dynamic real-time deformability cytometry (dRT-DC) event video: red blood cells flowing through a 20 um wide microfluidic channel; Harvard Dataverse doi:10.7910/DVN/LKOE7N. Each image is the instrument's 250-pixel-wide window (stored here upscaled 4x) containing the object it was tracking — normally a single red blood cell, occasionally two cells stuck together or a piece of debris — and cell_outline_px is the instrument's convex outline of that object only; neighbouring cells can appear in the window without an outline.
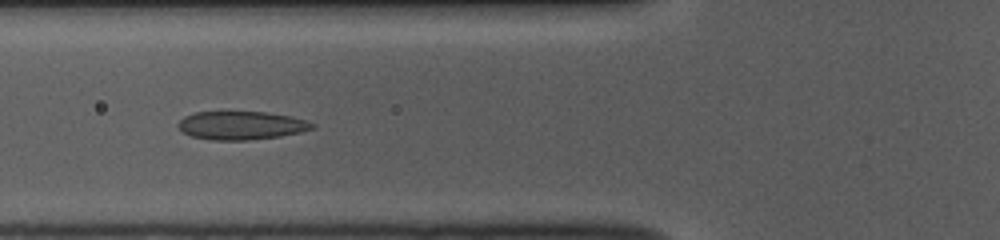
{"species": "common noctule bat (a hibernating species)", "species_latin": "Nyctalus noctula", "temperature_condition": "room temperature", "stored_images_in_passage": 44, "camera_frame_rate_fps": 3000, "um_per_image_px": 0.085, "animal": {"sex": "female", "body_mass_g": 10.0, "forearm_length_mm": 53.1}, "frame": {"image": 1, "passage_image": 13, "time_ms": 4.0, "image_size_px": [1000, 240], "cell_outline_px": [[316, 124], [312, 128], [300, 132], [280, 136], [248, 140], [212, 140], [192, 136], [184, 132], [176, 124], [184, 116], [196, 112], [264, 112], [288, 116], [304, 120]], "centroid_in_image_um": [20.47, 10.66], "position_along_channel_um": 105.3, "area_um2": 21.85}}
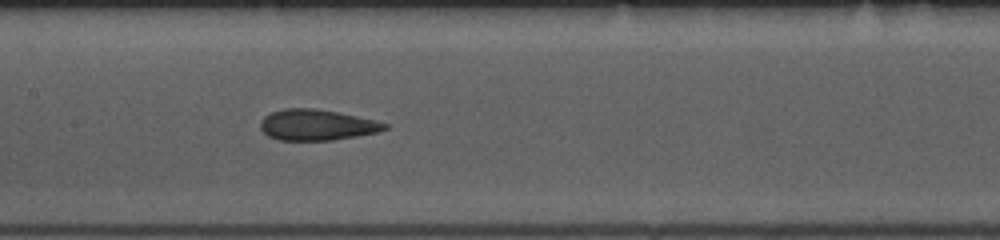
{"frame": {"image": 2, "passage_image": 19, "time_ms": 6.0, "image_size_px": [1000, 240], "cell_outline_px": [[388, 128], [376, 132], [356, 136], [332, 140], [280, 140], [268, 136], [260, 128], [260, 120], [264, 116], [272, 112], [284, 108], [312, 108], [336, 112], [356, 116], [388, 124]], "centroid_in_image_um": [26.87, 10.62], "position_along_channel_um": 180.5, "area_um2": 22.08}}
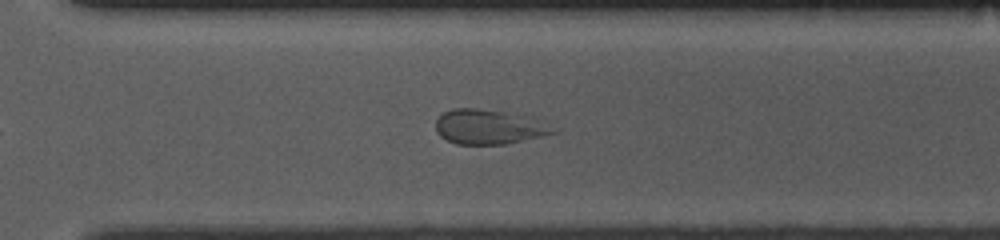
{"frame": {"image": 3, "passage_image": 31, "time_ms": 10.0, "image_size_px": [1000, 240], "cell_outline_px": [[560, 132], [504, 144], [456, 144], [440, 136], [436, 132], [436, 120], [444, 112], [452, 108], [476, 108], [500, 112], [516, 116], [560, 128]], "centroid_in_image_um": [41.49, 10.81], "position_along_channel_um": 329.1, "area_um2": 23.0}, "authors_computed_cell_mechanics": {"area_um2": 23.4668, "velocity_mm_per_s": 3.7271, "shape_relaxation_time_tau1_ms": 5.7861, "shape_relaxation_time_tau2_ms": null, "deformation_change_tau1": 0.1332, "deformation_change_tau2": null}}